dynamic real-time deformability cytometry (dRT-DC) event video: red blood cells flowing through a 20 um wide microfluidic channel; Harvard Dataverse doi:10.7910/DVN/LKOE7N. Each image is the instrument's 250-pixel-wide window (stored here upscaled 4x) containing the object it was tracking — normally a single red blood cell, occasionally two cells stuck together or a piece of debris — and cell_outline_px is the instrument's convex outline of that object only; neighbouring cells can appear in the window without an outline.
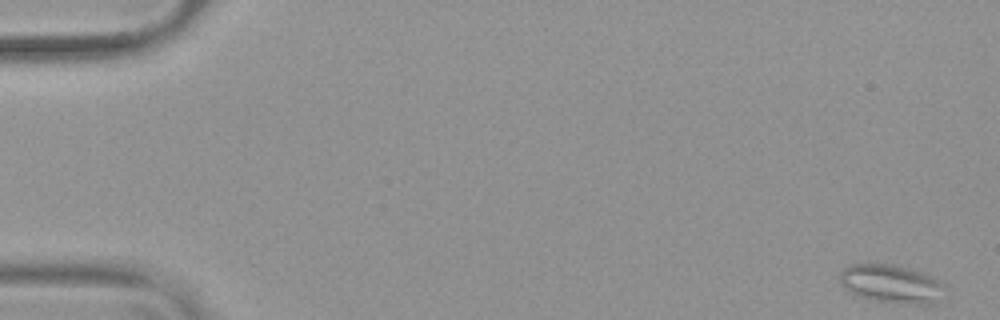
{"species": "common noctule bat (a hibernating species)", "species_latin": "Nyctalus noctula", "temperature_condition": "warm", "stored_images_in_passage": 55, "camera_frame_rate_fps": 3000, "um_per_image_px": 0.085, "animal": {"sex": "female", "body_mass_g": 19.9}, "frame": {"image": 1, "passage_image": 1, "time_ms": 0.0, "image_size_px": [1000, 320], "cell_outline_px": [[944, 288], [932, 304], [900, 304], [876, 300], [860, 296], [848, 292], [840, 284], [840, 272], [844, 268], [852, 264], [892, 264], [908, 268], [932, 276], [940, 280], [944, 284]], "centroid_in_image_um": [75.72, 24.12], "position_along_channel_um": 9.3, "area_um2": 23.29}}
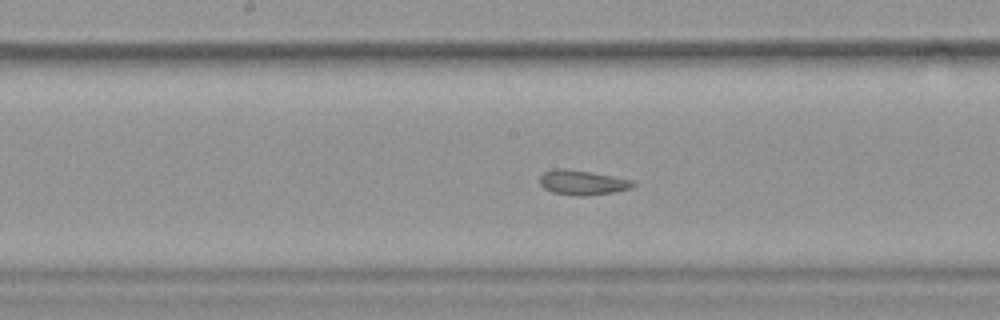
{"frame": {"image": 2, "passage_image": 28, "time_ms": 9.0, "image_size_px": [1000, 320], "cell_outline_px": [[636, 184], [632, 188], [612, 192], [584, 196], [576, 196], [552, 192], [544, 188], [540, 184], [540, 176], [544, 172], [552, 168], [568, 168], [592, 172], [632, 180]], "centroid_in_image_um": [49.48, 15.5], "position_along_channel_um": 198.7, "area_um2": 13.53}}
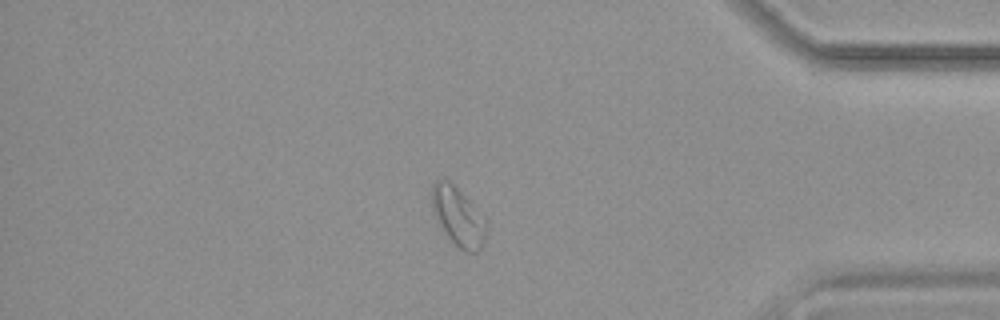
{"frame": {"image": 3, "passage_image": 46, "time_ms": 15.0, "image_size_px": [1000, 320], "cell_outline_px": [[488, 224], [480, 248], [476, 252], [468, 252], [456, 248], [432, 212], [432, 184], [436, 180], [448, 180], [468, 200]], "centroid_in_image_um": [38.91, 18.43], "position_along_channel_um": 396.3, "area_um2": 18.03}, "authors_computed_cell_mechanics": {"area_um2": 17.051, "velocity_mm_per_s": 3.7448, "shape_relaxation_time_tau1_ms": null, "shape_relaxation_time_tau2_ms": 0.7902, "deformation_change_tau1": null, "deformation_change_tau2": 0.0619}}